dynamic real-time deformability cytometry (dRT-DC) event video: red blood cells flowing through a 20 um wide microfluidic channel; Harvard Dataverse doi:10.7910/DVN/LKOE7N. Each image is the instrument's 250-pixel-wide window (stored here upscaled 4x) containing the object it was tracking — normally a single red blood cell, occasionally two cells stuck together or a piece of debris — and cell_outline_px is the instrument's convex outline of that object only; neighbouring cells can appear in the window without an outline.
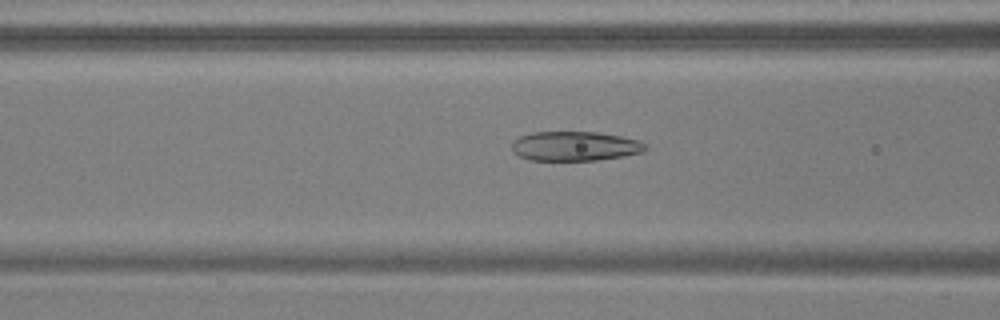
{"species": "common noctule bat (a hibernating species)", "species_latin": "Nyctalus noctula", "temperature_condition": "warm", "stored_images_in_passage": 35, "camera_frame_rate_fps": 3000, "um_per_image_px": 0.085, "animal": {"sex": "male", "body_mass_g": 17.9, "forearm_length_mm": 54.2}, "frame": {"image": 1, "passage_image": 5, "time_ms": 1.333, "image_size_px": [1000, 320], "cell_outline_px": [[648, 148], [644, 152], [624, 156], [596, 160], [528, 160], [512, 152], [512, 144], [520, 136], [532, 132], [596, 132], [620, 136], [640, 140]], "centroid_in_image_um": [48.88, 12.42], "position_along_channel_um": 117.7, "area_um2": 22.95}}
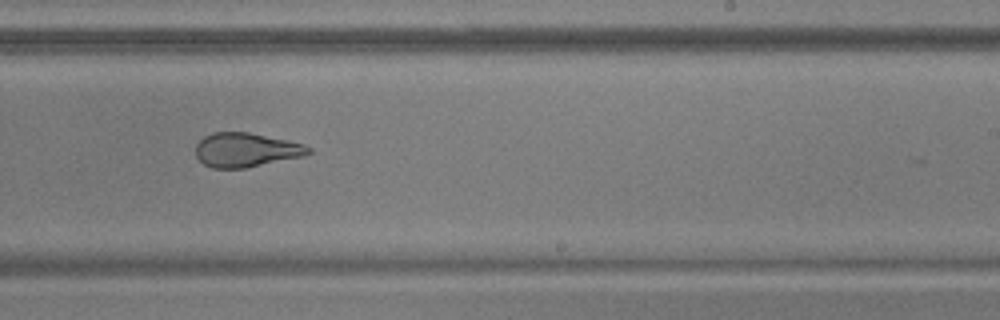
{"frame": {"image": 2, "passage_image": 17, "time_ms": 5.333, "image_size_px": [1000, 320], "cell_outline_px": [[312, 152], [304, 156], [244, 168], [212, 168], [204, 164], [196, 156], [196, 144], [204, 136], [212, 132], [248, 132], [288, 140], [304, 144], [312, 148]], "centroid_in_image_um": [20.92, 12.74], "position_along_channel_um": 268.1, "area_um2": 22.48}}
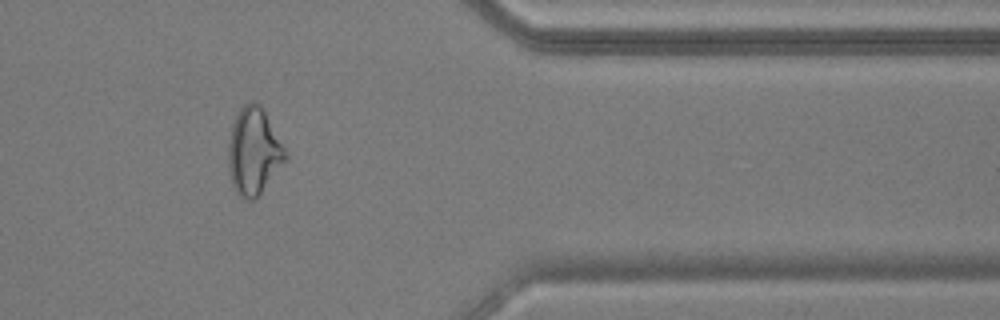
{"frame": {"image": 3, "passage_image": 28, "time_ms": 9.0, "image_size_px": [1000, 320], "cell_outline_px": [[288, 156], [260, 192], [252, 200], [248, 200], [240, 196], [236, 192], [232, 184], [228, 168], [228, 144], [232, 124], [240, 108], [244, 104], [252, 100], [256, 100], [260, 104], [284, 148]], "centroid_in_image_um": [21.52, 12.83], "position_along_channel_um": 389.9, "area_um2": 28.26}, "authors_computed_cell_mechanics": {"area_um2": 23.2934, "velocity_mm_per_s": 3.7602, "shape_relaxation_time_tau1_ms": 6.5906, "shape_relaxation_time_tau2_ms": 1.1465, "deformation_change_tau1": 0.201, "deformation_change_tau2": 0.0937}}